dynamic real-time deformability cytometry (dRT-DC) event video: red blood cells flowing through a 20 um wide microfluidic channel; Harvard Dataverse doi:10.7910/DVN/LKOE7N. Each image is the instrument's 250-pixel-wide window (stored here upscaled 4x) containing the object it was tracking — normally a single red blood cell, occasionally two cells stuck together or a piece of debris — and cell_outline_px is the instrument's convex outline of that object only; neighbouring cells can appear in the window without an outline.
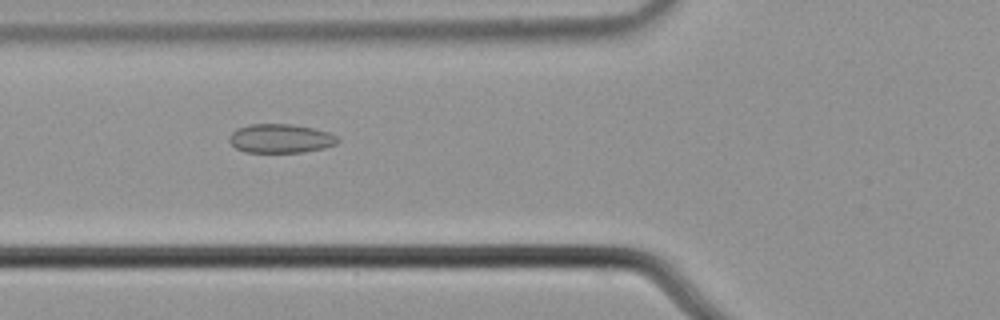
{"species": "common noctule bat (a hibernating species)", "species_latin": "Nyctalus noctula", "temperature_condition": "cold", "stored_images_in_passage": 28, "camera_frame_rate_fps": 3000, "um_per_image_px": 0.085, "animal": {"sex": "male", "body_mass_g": 21.5, "forearm_length_mm": 52.0}, "frame": {"image": 1, "passage_image": 10, "time_ms": 3.0, "image_size_px": [1000, 320], "cell_outline_px": [[340, 140], [336, 144], [324, 148], [304, 152], [244, 152], [236, 148], [228, 140], [228, 136], [236, 128], [248, 124], [292, 124], [312, 128], [328, 132], [336, 136]], "centroid_in_image_um": [23.82, 11.77], "position_along_channel_um": 102.0, "area_um2": 18.38}}
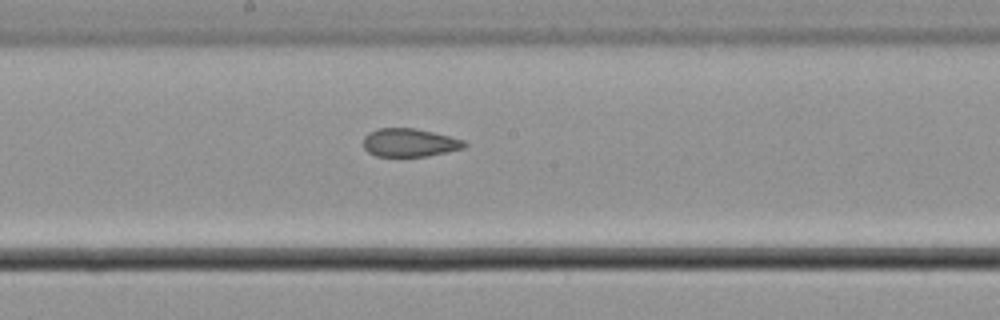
{"frame": {"image": 2, "passage_image": 19, "time_ms": 6.0, "image_size_px": [1000, 320], "cell_outline_px": [[468, 144], [464, 148], [428, 156], [376, 156], [368, 152], [364, 148], [364, 136], [368, 132], [380, 128], [412, 128], [432, 132], [464, 140]], "centroid_in_image_um": [34.8, 12.13], "position_along_channel_um": 213.4, "area_um2": 16.53}}
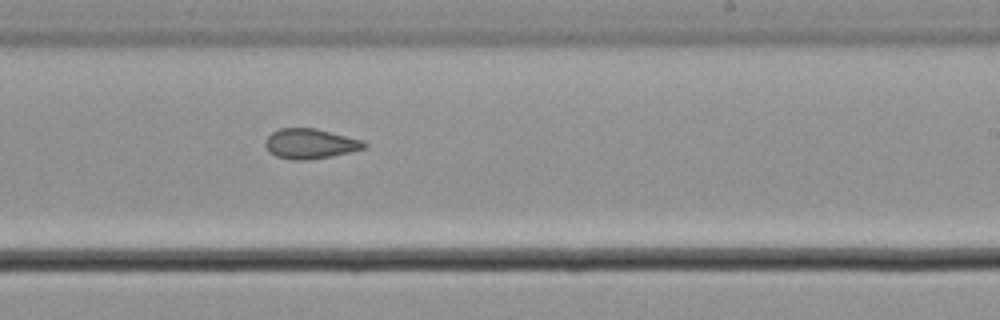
{"frame": {"image": 3, "passage_image": 23, "time_ms": 7.333, "image_size_px": [1000, 320], "cell_outline_px": [[368, 148], [332, 156], [308, 160], [292, 160], [276, 156], [268, 152], [264, 144], [264, 140], [272, 132], [280, 128], [316, 128], [364, 140], [368, 144]], "centroid_in_image_um": [26.39, 12.22], "position_along_channel_um": 262.6, "area_um2": 17.63}}